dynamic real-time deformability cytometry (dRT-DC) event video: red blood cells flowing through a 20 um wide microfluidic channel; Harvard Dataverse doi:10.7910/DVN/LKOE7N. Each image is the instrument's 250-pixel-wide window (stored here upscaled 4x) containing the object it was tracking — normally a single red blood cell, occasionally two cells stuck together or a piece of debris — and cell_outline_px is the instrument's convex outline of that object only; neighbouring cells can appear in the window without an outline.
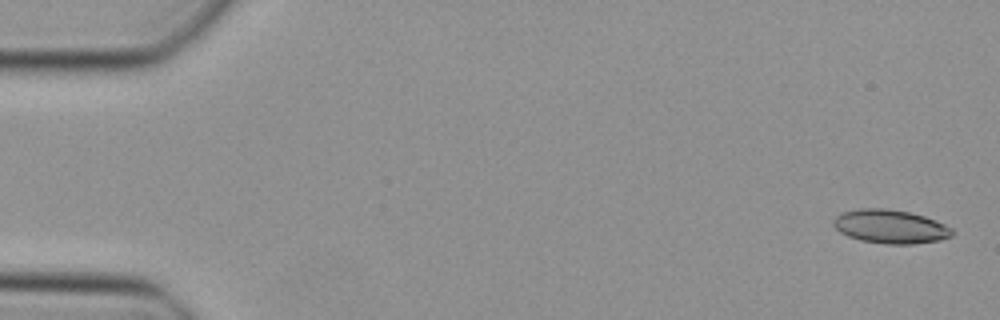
{"species": "Egyptian fruit bat (a non-hibernating species)", "species_latin": "Rousettus aegyptiacus", "temperature_condition": "cold", "stored_images_in_passage": 15, "camera_frame_rate_fps": 3000, "um_per_image_px": 0.085, "animal": {"sex": "female"}, "frame": {"image": 1, "passage_image": 1, "time_ms": 0.0, "image_size_px": [1000, 320], "cell_outline_px": [[956, 232], [952, 236], [940, 240], [912, 244], [888, 244], [860, 240], [848, 236], [840, 232], [832, 224], [832, 220], [836, 216], [844, 212], [860, 208], [884, 208], [908, 212], [924, 216], [944, 224], [952, 228]], "centroid_in_image_um": [75.69, 19.26], "position_along_channel_um": 9.3, "area_um2": 23.29}}
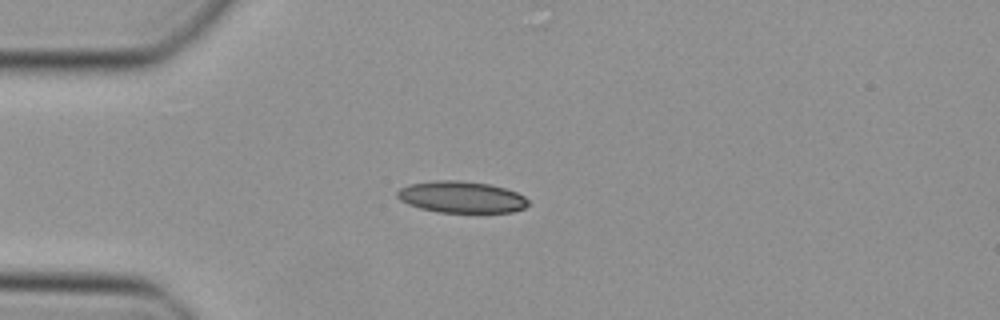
{"frame": {"image": 2, "passage_image": 12, "time_ms": 3.667, "image_size_px": [1000, 320], "cell_outline_px": [[528, 204], [524, 208], [512, 212], [440, 212], [420, 208], [408, 204], [400, 200], [396, 196], [396, 192], [400, 188], [408, 184], [436, 180], [460, 180], [488, 184], [504, 188], [516, 192], [524, 196], [528, 200]], "centroid_in_image_um": [39.19, 16.74], "position_along_channel_um": 45.8, "area_um2": 24.04}}